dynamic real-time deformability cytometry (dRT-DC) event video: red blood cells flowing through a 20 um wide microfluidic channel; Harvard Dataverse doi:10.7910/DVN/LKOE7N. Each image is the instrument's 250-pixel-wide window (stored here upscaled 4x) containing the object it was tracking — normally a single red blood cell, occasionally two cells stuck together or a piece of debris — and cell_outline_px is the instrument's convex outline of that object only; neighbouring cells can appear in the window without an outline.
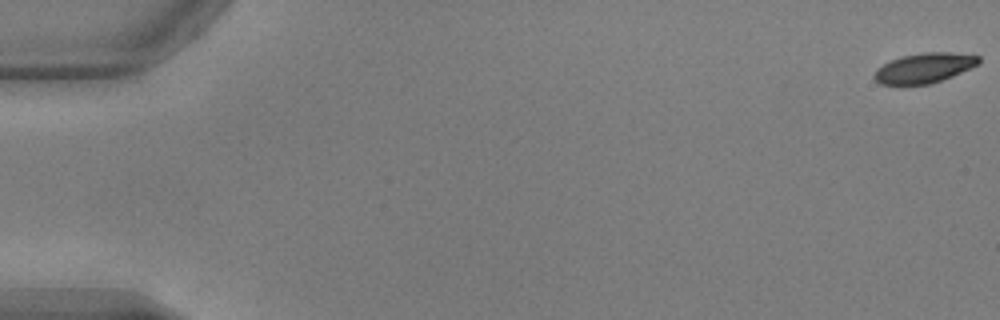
{"species": "common noctule bat (a hibernating species)", "species_latin": "Nyctalus noctula", "temperature_condition": "warm", "stored_images_in_passage": 8, "camera_frame_rate_fps": 3000, "um_per_image_px": 0.085, "animal": {"sex": "male", "body_mass_g": 17.9, "forearm_length_mm": 54.2}, "frame": {"image": 1, "passage_image": 1, "time_ms": 0.0, "image_size_px": [1000, 320], "cell_outline_px": [[980, 64], [952, 76], [928, 84], [900, 88], [880, 84], [872, 76], [876, 68], [892, 60], [904, 56], [924, 52], [948, 52], [980, 56]], "centroid_in_image_um": [78.5, 5.83], "position_along_channel_um": 6.5, "area_um2": 18.67}}